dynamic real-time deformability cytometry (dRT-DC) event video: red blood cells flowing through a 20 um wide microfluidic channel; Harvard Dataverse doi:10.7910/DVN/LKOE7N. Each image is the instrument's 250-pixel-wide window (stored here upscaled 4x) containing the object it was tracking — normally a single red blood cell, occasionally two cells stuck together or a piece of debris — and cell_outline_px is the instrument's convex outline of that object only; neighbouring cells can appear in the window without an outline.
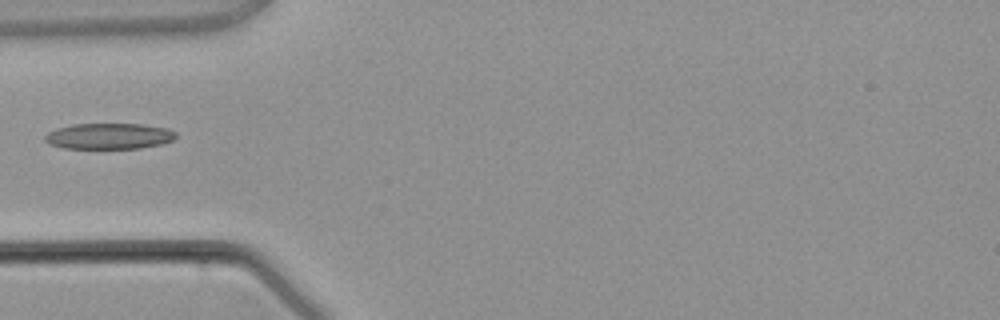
{"species": "common noctule bat (a hibernating species)", "species_latin": "Nyctalus noctula", "temperature_condition": "warm", "stored_images_in_passage": 4, "camera_frame_rate_fps": 3000, "um_per_image_px": 0.085, "animal": {"sex": "male", "body_mass_g": 21.5, "forearm_length_mm": 52.0}, "frame": {"image": 1, "passage_image": 4, "time_ms": 3.333, "image_size_px": [1000, 320], "cell_outline_px": [[176, 136], [172, 140], [160, 144], [140, 148], [64, 148], [48, 144], [44, 140], [44, 136], [48, 132], [56, 128], [72, 124], [144, 124], [168, 128], [176, 132]], "centroid_in_image_um": [9.24, 11.56], "position_along_channel_um": 75.8, "area_um2": 19.83}}